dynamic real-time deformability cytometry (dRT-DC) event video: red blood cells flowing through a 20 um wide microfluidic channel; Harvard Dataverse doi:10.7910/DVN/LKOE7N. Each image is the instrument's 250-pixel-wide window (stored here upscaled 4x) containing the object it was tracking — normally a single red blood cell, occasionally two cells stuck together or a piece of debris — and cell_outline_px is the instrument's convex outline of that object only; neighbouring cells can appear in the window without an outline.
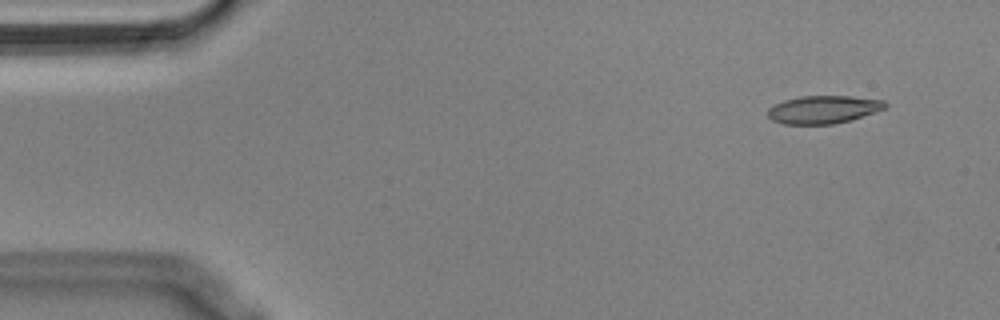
{"species": "Egyptian fruit bat (a non-hibernating species)", "species_latin": "Rousettus aegyptiacus", "temperature_condition": "cold", "stored_images_in_passage": 12, "camera_frame_rate_fps": 3000, "um_per_image_px": 0.085, "animal": {"sex": "male"}, "frame": {"image": 1, "passage_image": 1, "time_ms": 0.0, "image_size_px": [1000, 320], "cell_outline_px": [[888, 104], [884, 108], [852, 120], [832, 124], [784, 124], [772, 120], [768, 116], [768, 108], [772, 104], [784, 100], [800, 96], [852, 96], [884, 100]], "centroid_in_image_um": [69.96, 9.3], "position_along_channel_um": 15.0, "area_um2": 19.13}}